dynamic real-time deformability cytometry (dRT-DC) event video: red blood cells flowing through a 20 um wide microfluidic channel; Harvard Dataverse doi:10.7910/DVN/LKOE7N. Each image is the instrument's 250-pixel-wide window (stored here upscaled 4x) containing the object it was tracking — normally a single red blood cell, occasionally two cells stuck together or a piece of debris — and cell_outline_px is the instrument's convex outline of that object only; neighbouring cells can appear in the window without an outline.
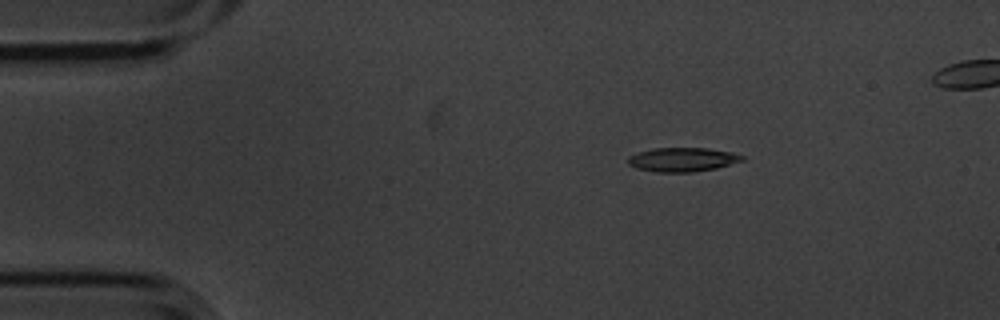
{"species": "common noctule bat (a hibernating species)", "species_latin": "Nyctalus noctula", "temperature_condition": "cold", "stored_images_in_passage": 5, "camera_frame_rate_fps": 3000, "um_per_image_px": 0.085, "animal": {"sex": "male", "body_mass_g": 20.1, "forearm_length_mm": 53.5}, "frame": {"image": 1, "passage_image": 5, "time_ms": 1.333, "image_size_px": [1000, 320], "cell_outline_px": [[744, 160], [716, 168], [692, 172], [656, 172], [636, 168], [628, 164], [628, 156], [636, 152], [652, 148], [708, 148], [728, 152], [744, 156]], "centroid_in_image_um": [57.95, 13.56], "position_along_channel_um": 27.0, "area_um2": 15.95}}